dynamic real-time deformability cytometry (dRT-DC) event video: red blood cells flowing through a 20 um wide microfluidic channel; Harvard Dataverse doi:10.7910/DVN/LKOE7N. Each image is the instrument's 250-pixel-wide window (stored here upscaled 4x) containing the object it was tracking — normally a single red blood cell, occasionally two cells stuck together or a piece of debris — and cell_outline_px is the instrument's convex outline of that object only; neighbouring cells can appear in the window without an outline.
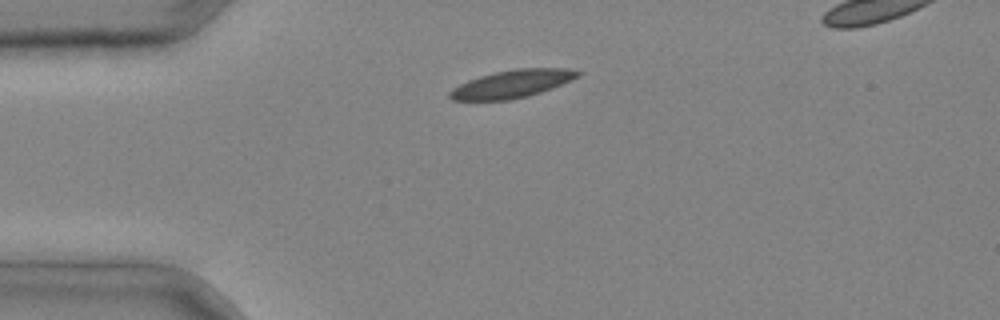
{"species": "common noctule bat (a hibernating species)", "species_latin": "Nyctalus noctula", "temperature_condition": "cold", "stored_images_in_passage": 2, "segment_of_instrument_passage": [1, 2], "camera_frame_rate_fps": 3000, "um_per_image_px": 0.085, "animal": {"sex": "male", "body_mass_g": 20.4}, "frame": {"image": 1, "passage_image": 1, "time_ms": 0.0, "image_size_px": [1000, 320], "cell_outline_px": [[584, 72], [580, 76], [572, 80], [552, 88], [528, 96], [512, 100], [452, 100], [448, 96], [448, 92], [452, 88], [468, 80], [480, 76], [496, 72], [516, 68], [568, 68]], "centroid_in_image_um": [43.55, 7.13], "position_along_channel_um": 41.4, "area_um2": 20.87}}